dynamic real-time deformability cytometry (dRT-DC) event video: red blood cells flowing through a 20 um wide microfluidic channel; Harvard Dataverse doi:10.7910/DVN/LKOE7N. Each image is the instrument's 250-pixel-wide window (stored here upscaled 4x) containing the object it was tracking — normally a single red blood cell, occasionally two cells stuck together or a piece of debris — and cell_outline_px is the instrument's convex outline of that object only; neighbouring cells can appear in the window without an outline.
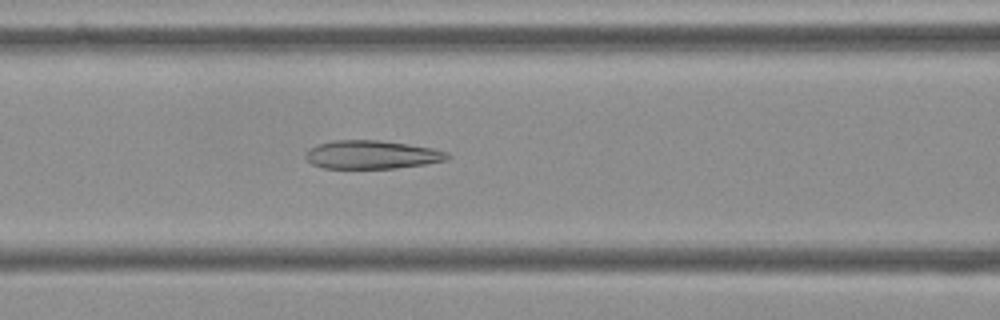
{"species": "Egyptian fruit bat (a non-hibernating species)", "species_latin": "Rousettus aegyptiacus", "temperature_condition": "cold", "stored_images_in_passage": 55, "camera_frame_rate_fps": 3000, "um_per_image_px": 0.085, "frame": {"image": 1, "passage_image": 23, "time_ms": 7.333, "image_size_px": [1000, 320], "cell_outline_px": [[452, 156], [444, 160], [428, 164], [396, 168], [324, 168], [312, 164], [304, 156], [304, 152], [308, 148], [316, 144], [332, 140], [380, 140], [408, 144], [432, 148], [448, 152]], "centroid_in_image_um": [31.58, 13.14], "position_along_channel_um": 135.0, "area_um2": 23.7}}
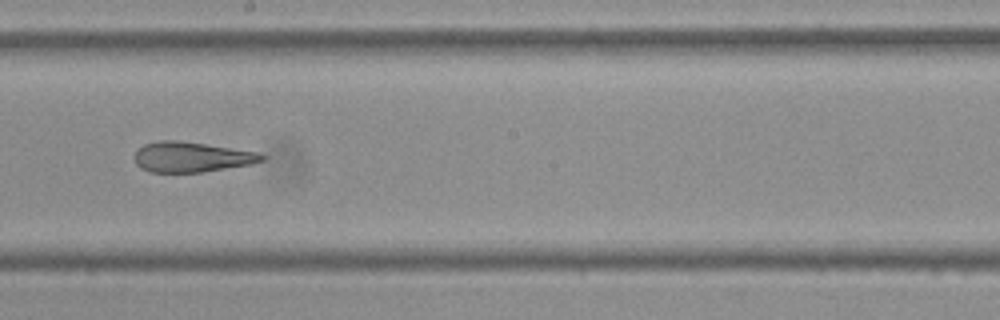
{"frame": {"image": 2, "passage_image": 31, "time_ms": 10.0, "image_size_px": [1000, 320], "cell_outline_px": [[268, 156], [264, 160], [252, 164], [200, 172], [152, 172], [140, 168], [136, 164], [132, 156], [136, 148], [144, 144], [160, 140], [176, 140], [260, 152]], "centroid_in_image_um": [16.25, 13.34], "position_along_channel_um": 231.9, "area_um2": 22.6}}
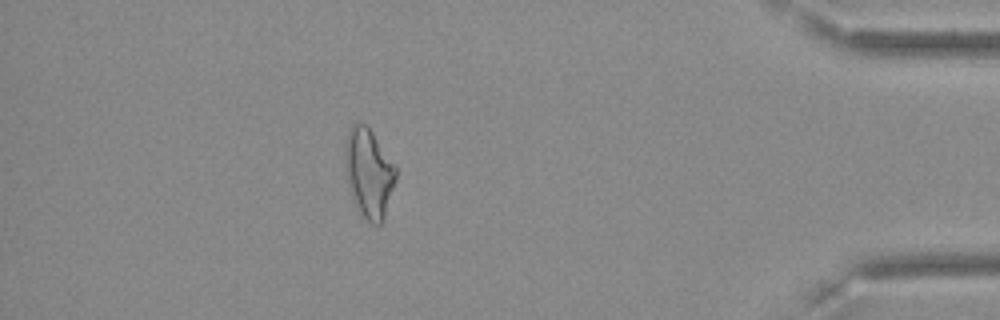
{"frame": {"image": 3, "passage_image": 49, "time_ms": 16.0, "image_size_px": [1000, 320], "cell_outline_px": [[396, 180], [384, 220], [380, 224], [372, 224], [360, 212], [352, 196], [348, 184], [344, 164], [344, 144], [348, 132], [352, 124], [356, 120], [364, 124], [372, 132], [396, 164]], "centroid_in_image_um": [31.35, 14.67], "position_along_channel_um": 403.8, "area_um2": 26.59}, "authors_computed_cell_mechanics": {"area_um2": 25.5476, "velocity_mm_per_s": 3.6357, "shape_relaxation_time_tau1_ms": null, "shape_relaxation_time_tau2_ms": 2.4435, "deformation_change_tau1": null, "deformation_change_tau2": 0.127}}